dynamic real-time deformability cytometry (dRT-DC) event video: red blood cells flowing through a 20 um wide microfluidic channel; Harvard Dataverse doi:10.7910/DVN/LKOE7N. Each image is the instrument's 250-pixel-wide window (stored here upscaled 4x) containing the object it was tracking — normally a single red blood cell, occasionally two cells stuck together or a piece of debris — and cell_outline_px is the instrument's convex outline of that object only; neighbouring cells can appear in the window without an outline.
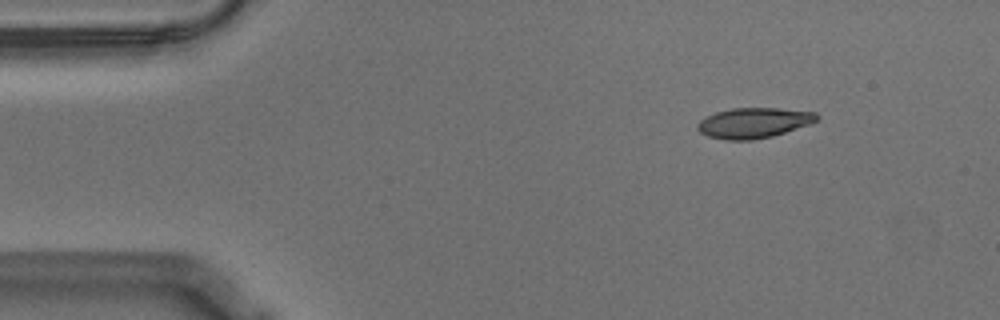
{"species": "Egyptian fruit bat (a non-hibernating species)", "species_latin": "Rousettus aegyptiacus", "temperature_condition": "warm", "stored_images_in_passage": 50, "camera_frame_rate_fps": 3000, "um_per_image_px": 0.085, "animal": {"sex": "male"}, "frame": {"image": 1, "passage_image": 1, "time_ms": 0.0, "image_size_px": [1000, 320], "cell_outline_px": [[820, 116], [812, 124], [772, 136], [752, 140], [724, 140], [708, 136], [700, 132], [696, 128], [696, 124], [700, 120], [716, 112], [732, 108], [780, 108], [816, 112]], "centroid_in_image_um": [64.08, 10.44], "position_along_channel_um": 20.9, "area_um2": 21.21}}
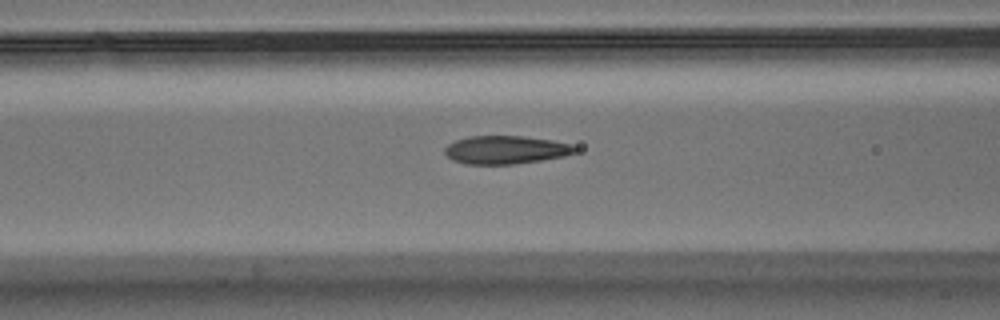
{"frame": {"image": 2, "passage_image": 16, "time_ms": 5.0, "image_size_px": [1000, 320], "cell_outline_px": [[580, 148], [576, 152], [564, 156], [540, 160], [512, 164], [464, 164], [452, 160], [444, 152], [444, 148], [448, 144], [456, 140], [468, 136], [524, 136], [552, 140], [572, 144]], "centroid_in_image_um": [42.99, 12.73], "position_along_channel_um": 123.6, "area_um2": 21.5}}
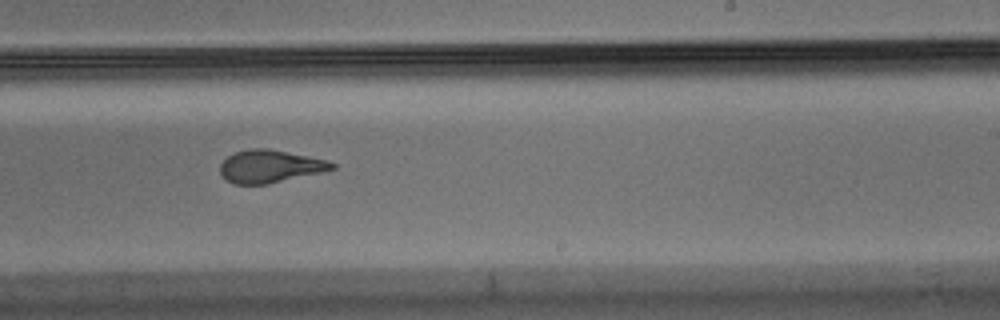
{"frame": {"image": 3, "passage_image": 28, "time_ms": 9.0, "image_size_px": [1000, 320], "cell_outline_px": [[336, 168], [320, 172], [268, 184], [232, 184], [220, 172], [220, 164], [228, 156], [236, 152], [252, 148], [268, 148], [328, 160], [336, 164]], "centroid_in_image_um": [22.95, 14.13], "position_along_channel_um": 266.0, "area_um2": 21.1}, "authors_computed_cell_mechanics": {"area_um2": 21.9929, "velocity_mm_per_s": 3.5552, "shape_relaxation_time_tau1_ms": 7.1276, "shape_relaxation_time_tau2_ms": 1.4971, "deformation_change_tau1": 0.2225, "deformation_change_tau2": 0.0895}}